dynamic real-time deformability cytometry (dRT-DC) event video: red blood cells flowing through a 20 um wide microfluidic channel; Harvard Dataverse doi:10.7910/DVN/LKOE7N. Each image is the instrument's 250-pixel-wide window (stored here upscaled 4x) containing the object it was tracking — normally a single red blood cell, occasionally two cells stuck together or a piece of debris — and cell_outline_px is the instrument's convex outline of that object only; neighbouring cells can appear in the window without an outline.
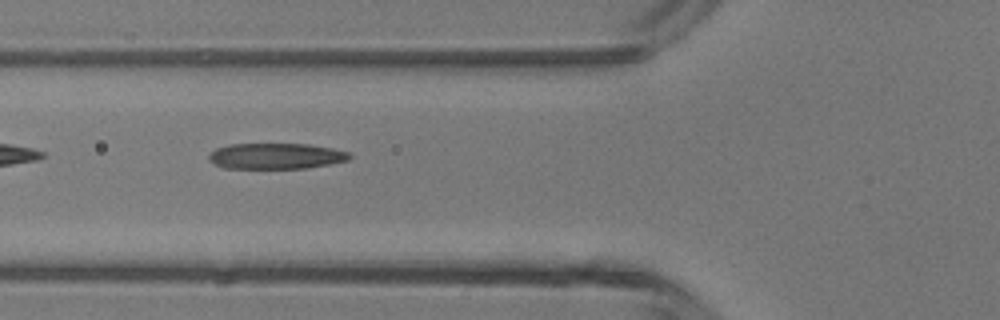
{"species": "common noctule bat (a hibernating species)", "species_latin": "Nyctalus noctula", "temperature_condition": "room temperature", "stored_images_in_passage": 5, "camera_frame_rate_fps": 3000, "um_per_image_px": 0.085, "animal": {"sex": "male", "body_mass_g": 13.3}, "frame": {"image": 1, "passage_image": 5, "time_ms": 1.333, "image_size_px": [1000, 320], "cell_outline_px": [[352, 156], [348, 160], [308, 168], [224, 168], [208, 160], [208, 156], [216, 148], [228, 144], [308, 144], [332, 148], [348, 152]], "centroid_in_image_um": [23.44, 13.26], "position_along_channel_um": 102.4, "area_um2": 21.1}}